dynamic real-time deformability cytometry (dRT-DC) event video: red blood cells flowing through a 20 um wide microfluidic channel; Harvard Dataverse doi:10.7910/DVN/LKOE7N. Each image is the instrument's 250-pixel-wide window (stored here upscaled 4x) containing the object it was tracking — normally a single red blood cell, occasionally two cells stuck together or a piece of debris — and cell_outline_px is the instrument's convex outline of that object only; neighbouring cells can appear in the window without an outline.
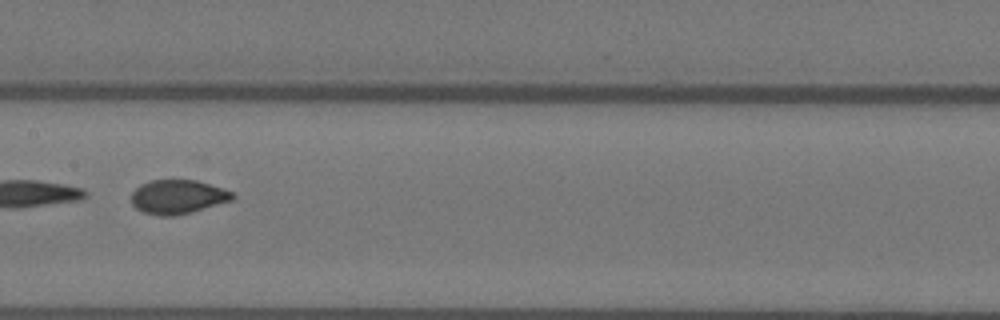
{"species": "Egyptian fruit bat (a non-hibernating species)", "species_latin": "Rousettus aegyptiacus", "temperature_condition": "warm", "stored_images_in_passage": 9, "segment_of_instrument_passage": [1, 2], "camera_frame_rate_fps": 3000, "um_per_image_px": 0.085, "animal": {"sex": "female"}, "frame": {"image": 1, "passage_image": 7, "time_ms": 2.0, "image_size_px": [1000, 320], "cell_outline_px": [[236, 196], [232, 200], [188, 212], [172, 216], [160, 216], [144, 212], [136, 208], [132, 204], [132, 192], [140, 184], [148, 180], [196, 180], [224, 188], [232, 192]], "centroid_in_image_um": [15.09, 16.71], "position_along_channel_um": 192.3, "area_um2": 19.88}}
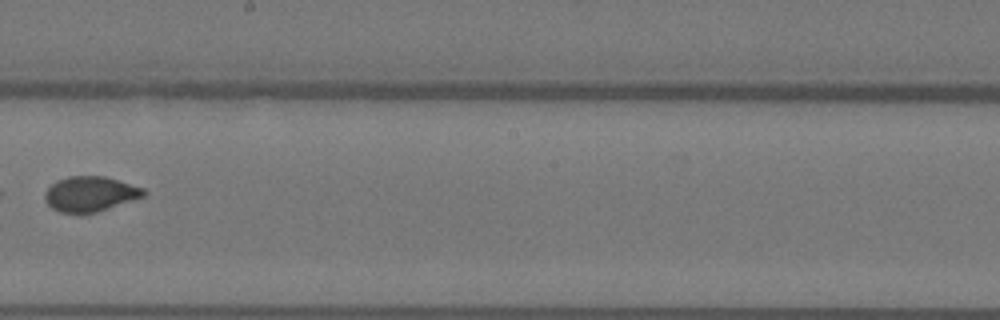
{"frame": {"image": 2, "passage_image": 8, "time_ms": 2.333, "image_size_px": [1000, 320], "cell_outline_px": [[148, 192], [144, 196], [96, 212], [80, 216], [60, 212], [52, 208], [44, 200], [44, 196], [48, 188], [56, 180], [68, 176], [104, 176], [144, 188]], "centroid_in_image_um": [7.63, 16.51], "position_along_channel_um": 240.6, "area_um2": 20.46}}